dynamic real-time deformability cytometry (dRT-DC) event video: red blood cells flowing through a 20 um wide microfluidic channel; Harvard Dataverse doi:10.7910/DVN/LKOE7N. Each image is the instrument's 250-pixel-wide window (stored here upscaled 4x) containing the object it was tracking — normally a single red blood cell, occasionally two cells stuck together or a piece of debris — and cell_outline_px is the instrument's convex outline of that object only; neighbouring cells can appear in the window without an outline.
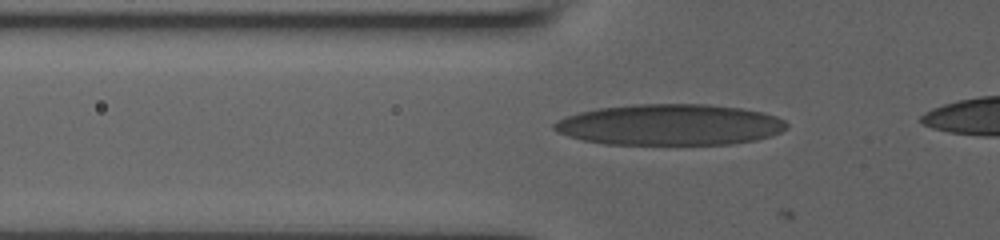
{"species": "human", "species_latin": "Homo sapiens", "temperature_condition": "room temperature", "stored_images_in_passage": 15, "camera_frame_rate_fps": 3000, "um_per_image_px": 0.085, "donor": {"sex": "male"}, "frame": {"image": 1, "passage_image": 6, "time_ms": 1.0, "image_size_px": [1000, 240], "cell_outline_px": [[788, 128], [772, 136], [756, 140], [732, 144], [604, 144], [584, 140], [568, 136], [556, 132], [552, 128], [552, 124], [556, 120], [580, 112], [600, 108], [632, 104], [708, 104], [740, 108], [760, 112], [776, 116], [784, 120], [788, 124]], "centroid_in_image_um": [56.94, 10.6], "position_along_channel_um": 68.9, "area_um2": 55.78}}
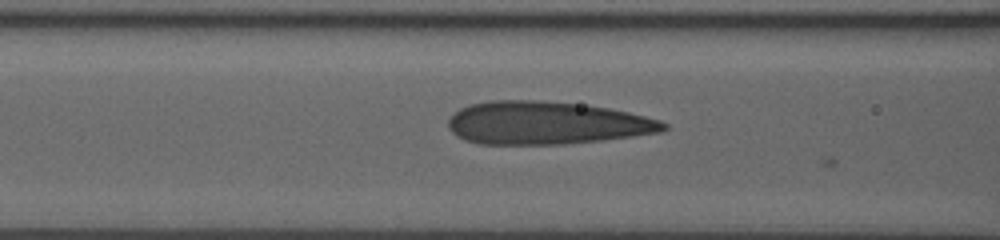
{"frame": {"image": 2, "passage_image": 12, "time_ms": 2.333, "image_size_px": [1000, 240], "cell_outline_px": [[668, 128], [660, 132], [632, 136], [600, 140], [564, 144], [480, 144], [464, 140], [456, 136], [448, 128], [448, 120], [452, 112], [460, 108], [472, 104], [488, 100], [540, 100], [580, 104], [608, 108], [628, 112], [660, 120], [668, 124]], "centroid_in_image_um": [46.4, 10.45], "position_along_channel_um": 120.2, "area_um2": 53.93}}
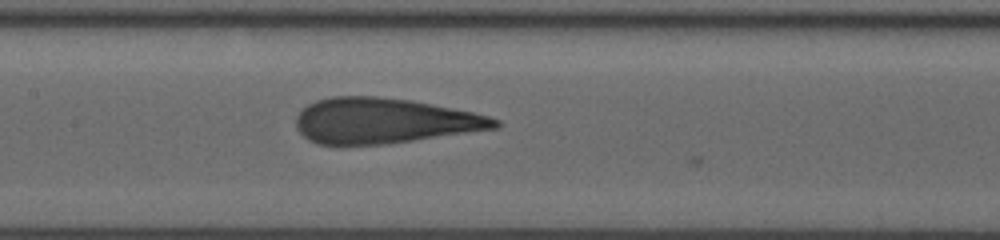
{"frame": {"image": 3, "passage_image": 15, "time_ms": 3.667, "image_size_px": [1000, 240], "cell_outline_px": [[500, 124], [496, 128], [388, 144], [316, 144], [308, 140], [296, 128], [296, 116], [308, 104], [316, 100], [332, 96], [376, 96], [412, 100], [472, 112], [488, 116], [500, 120]], "centroid_in_image_um": [32.61, 10.26], "position_along_channel_um": 174.8, "area_um2": 52.37}}